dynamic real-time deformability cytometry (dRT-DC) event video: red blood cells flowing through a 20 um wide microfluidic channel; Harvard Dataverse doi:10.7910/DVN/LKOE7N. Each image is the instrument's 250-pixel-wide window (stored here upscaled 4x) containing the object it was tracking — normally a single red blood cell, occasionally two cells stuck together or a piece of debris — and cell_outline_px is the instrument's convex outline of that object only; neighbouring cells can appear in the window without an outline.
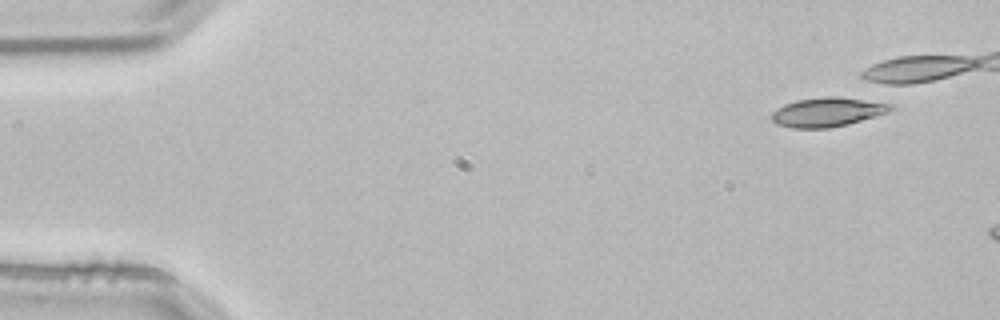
{"species": "common noctule bat (a hibernating species)", "species_latin": "Nyctalus noctula", "temperature_condition": "room temperature", "stored_images_in_passage": 5, "camera_frame_rate_fps": 3000, "um_per_image_px": 0.085, "animal": {"sex": "male", "body_mass_g": 21.5, "forearm_length_mm": 52.0}, "frame": {"image": 1, "passage_image": 1, "time_ms": 0.0, "image_size_px": [1000, 320], "cell_outline_px": [[892, 108], [888, 112], [876, 116], [848, 124], [828, 128], [792, 128], [776, 124], [772, 120], [772, 112], [784, 104], [796, 100], [828, 96], [832, 96], [884, 100], [892, 104]], "centroid_in_image_um": [70.39, 9.5], "position_along_channel_um": 14.6, "area_um2": 20.58}}